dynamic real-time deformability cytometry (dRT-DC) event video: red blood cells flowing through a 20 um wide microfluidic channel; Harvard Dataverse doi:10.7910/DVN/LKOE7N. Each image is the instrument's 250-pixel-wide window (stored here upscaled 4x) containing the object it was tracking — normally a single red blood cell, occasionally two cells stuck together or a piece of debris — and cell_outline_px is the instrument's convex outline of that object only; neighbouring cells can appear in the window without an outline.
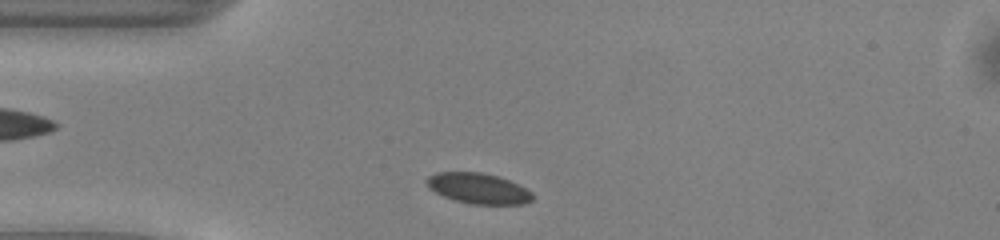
{"species": "common noctule bat (a hibernating species)", "species_latin": "Nyctalus noctula", "temperature_condition": "warm", "stored_images_in_passage": 40, "camera_frame_rate_fps": 3000, "um_per_image_px": 0.085, "animal": {"sex": "male", "body_mass_g": 13.0, "forearm_length_mm": 53.1}, "frame": {"image": 1, "passage_image": 2, "time_ms": 0.333, "image_size_px": [1000, 240], "cell_outline_px": [[532, 200], [524, 204], [472, 204], [456, 200], [444, 196], [436, 192], [424, 180], [428, 176], [436, 172], [484, 172], [500, 176], [532, 192]], "centroid_in_image_um": [40.66, 16.0], "position_along_channel_um": 44.3, "area_um2": 18.67}}
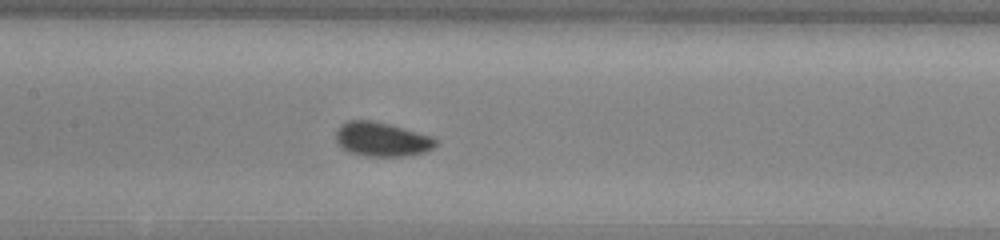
{"frame": {"image": 2, "passage_image": 13, "time_ms": 4.0, "image_size_px": [1000, 240], "cell_outline_px": [[436, 144], [432, 148], [424, 152], [404, 156], [364, 156], [348, 152], [336, 140], [336, 128], [340, 124], [348, 120], [372, 120], [404, 128], [432, 136], [436, 140]], "centroid_in_image_um": [32.42, 11.83], "position_along_channel_um": 175.0, "area_um2": 19.83}}
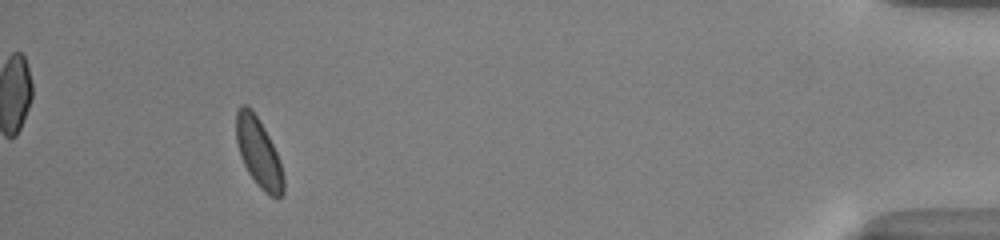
{"frame": {"image": 3, "passage_image": 36, "time_ms": 11.667, "image_size_px": [1000, 240], "cell_outline_px": [[284, 192], [280, 200], [276, 200], [268, 196], [256, 184], [248, 172], [240, 156], [236, 140], [236, 112], [240, 104], [248, 104], [252, 108], [264, 128], [276, 152], [284, 176]], "centroid_in_image_um": [21.98, 13.01], "position_along_channel_um": 413.2, "area_um2": 19.36}, "authors_computed_cell_mechanics": {"area_um2": 19.1607, "velocity_mm_per_s": 4.0355, "shape_relaxation_time_tau1_ms": 1.3174, "shape_relaxation_time_tau2_ms": 2.8311, "deformation_change_tau1": 0.0304, "deformation_change_tau2": 0.046}}